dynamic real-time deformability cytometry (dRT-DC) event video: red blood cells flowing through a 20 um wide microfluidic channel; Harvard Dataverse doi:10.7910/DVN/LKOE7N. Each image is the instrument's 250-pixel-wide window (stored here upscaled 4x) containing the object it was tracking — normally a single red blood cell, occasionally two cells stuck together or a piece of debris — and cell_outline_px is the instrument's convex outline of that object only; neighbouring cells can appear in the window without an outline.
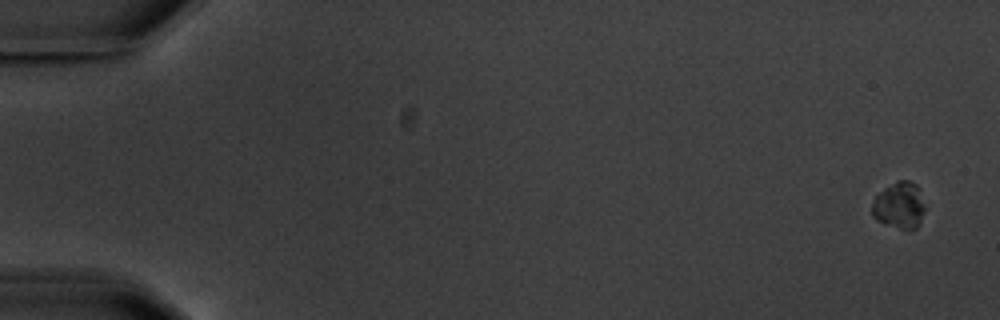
{"species": "common noctule bat (a hibernating species)", "species_latin": "Nyctalus noctula", "temperature_condition": "warm", "stored_images_in_passage": 15, "camera_frame_rate_fps": 3000, "um_per_image_px": 0.085, "animal": {"sex": "male", "body_mass_g": 20.1, "forearm_length_mm": 53.5}, "frame": {"image": 1, "passage_image": 1, "time_ms": 0.0, "image_size_px": [1000, 320], "cell_outline_px": [[924, 212], [920, 224], [916, 228], [900, 228], [884, 224], [876, 220], [872, 216], [872, 204], [876, 196], [884, 188], [896, 180], [908, 180], [916, 184], [924, 208]], "centroid_in_image_um": [76.42, 17.46], "position_along_channel_um": 8.6, "area_um2": 14.16}}
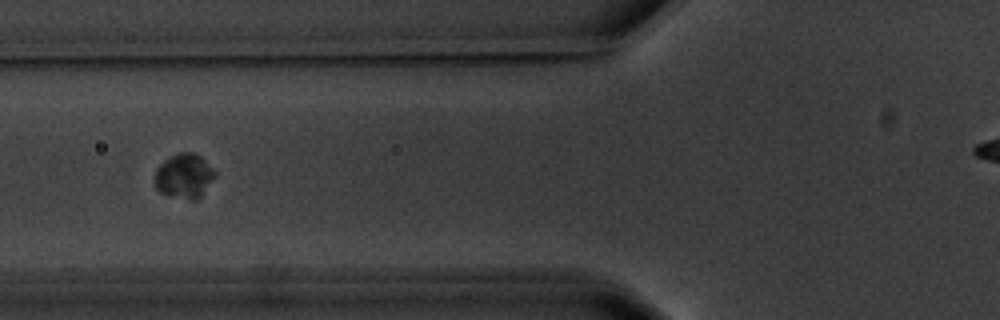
{"frame": {"image": 2, "passage_image": 5, "time_ms": 7.333, "image_size_px": [1000, 320], "cell_outline_px": [[216, 176], [200, 196], [196, 200], [192, 200], [160, 192], [156, 188], [156, 168], [164, 160], [180, 152], [192, 152], [200, 156], [216, 172]], "centroid_in_image_um": [15.67, 14.94], "position_along_channel_um": 110.1, "area_um2": 15.26}}